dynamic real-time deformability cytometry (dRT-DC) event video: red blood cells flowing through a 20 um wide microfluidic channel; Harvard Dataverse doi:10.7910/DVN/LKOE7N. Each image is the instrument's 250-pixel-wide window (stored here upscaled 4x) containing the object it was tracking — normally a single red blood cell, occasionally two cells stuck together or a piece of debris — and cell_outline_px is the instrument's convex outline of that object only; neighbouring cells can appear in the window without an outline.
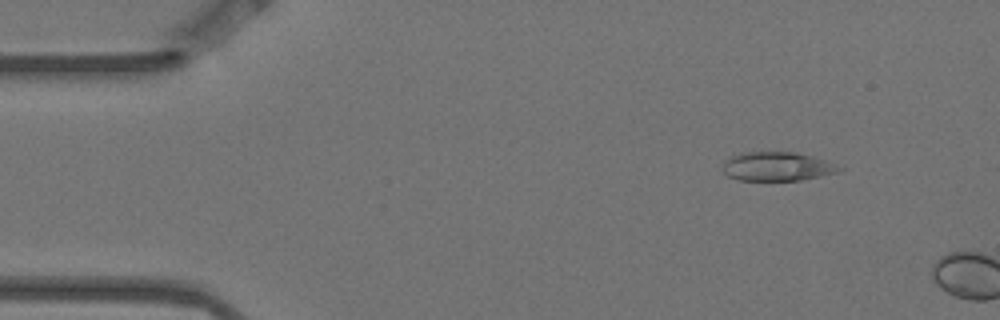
{"species": "Egyptian fruit bat (a non-hibernating species)", "species_latin": "Rousettus aegyptiacus", "temperature_condition": "warm", "stored_images_in_passage": 3, "camera_frame_rate_fps": 3000, "um_per_image_px": 0.085, "animal": {"sex": "female"}, "frame": {"image": 1, "passage_image": 2, "time_ms": 0.333, "image_size_px": [1000, 320], "cell_outline_px": [[844, 168], [836, 172], [820, 176], [800, 180], [740, 180], [728, 176], [724, 172], [724, 160], [740, 152], [796, 152], [812, 156], [824, 160]], "centroid_in_image_um": [66.03, 14.14], "position_along_channel_um": 19.0, "area_um2": 19.42}}